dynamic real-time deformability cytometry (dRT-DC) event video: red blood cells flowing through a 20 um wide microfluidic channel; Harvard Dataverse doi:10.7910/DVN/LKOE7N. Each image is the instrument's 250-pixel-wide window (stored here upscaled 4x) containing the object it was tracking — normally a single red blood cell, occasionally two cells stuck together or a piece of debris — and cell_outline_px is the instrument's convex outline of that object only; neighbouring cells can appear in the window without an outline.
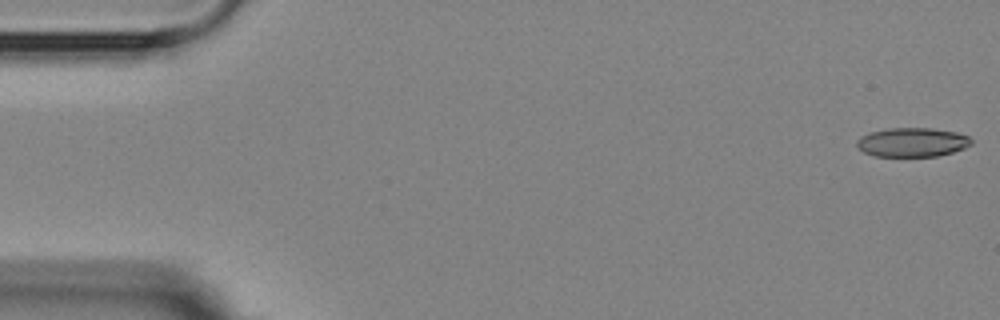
{"species": "Egyptian fruit bat (a non-hibernating species)", "species_latin": "Rousettus aegyptiacus", "temperature_condition": "room temperature", "stored_images_in_passage": 4, "camera_frame_rate_fps": 3000, "um_per_image_px": 0.085, "animal": {"sex": "female"}, "frame": {"image": 1, "passage_image": 1, "time_ms": 0.0, "image_size_px": [1000, 320], "cell_outline_px": [[972, 144], [964, 148], [952, 152], [936, 156], [876, 156], [864, 152], [856, 148], [856, 140], [860, 136], [872, 132], [888, 128], [932, 128], [956, 132], [968, 136], [972, 140]], "centroid_in_image_um": [77.52, 12.09], "position_along_channel_um": 7.5, "area_um2": 19.42}}
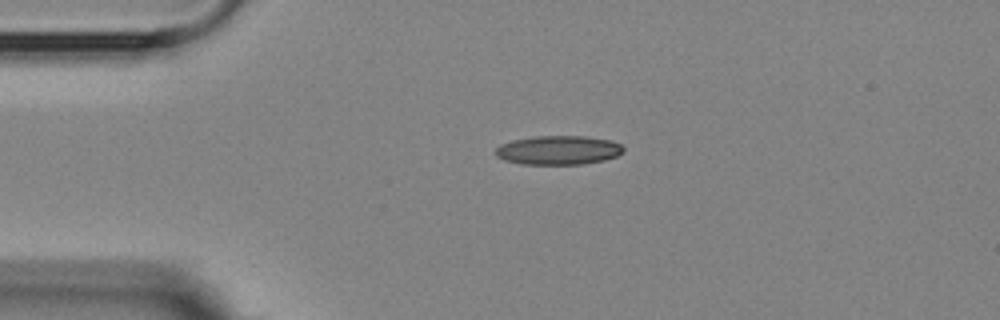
{"frame": {"image": 2, "passage_image": 4, "time_ms": 3.667, "image_size_px": [1000, 320], "cell_outline_px": [[624, 152], [616, 156], [604, 160], [580, 164], [520, 164], [504, 160], [496, 156], [496, 148], [500, 144], [512, 140], [536, 136], [584, 136], [612, 140], [620, 144], [624, 148]], "centroid_in_image_um": [47.46, 12.76], "position_along_channel_um": 37.5, "area_um2": 21.68}}